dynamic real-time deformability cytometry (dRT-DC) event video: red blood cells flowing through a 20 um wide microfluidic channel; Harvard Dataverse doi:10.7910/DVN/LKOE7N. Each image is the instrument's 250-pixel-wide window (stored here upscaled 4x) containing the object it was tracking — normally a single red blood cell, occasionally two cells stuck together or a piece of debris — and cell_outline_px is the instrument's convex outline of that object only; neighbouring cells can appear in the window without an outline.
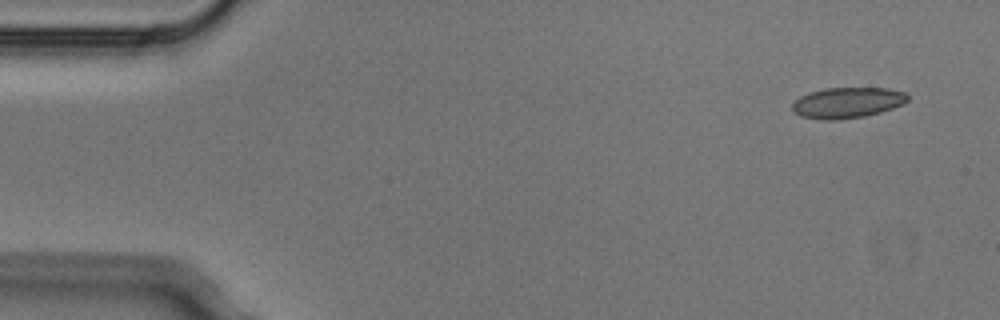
{"species": "Egyptian fruit bat (a non-hibernating species)", "species_latin": "Rousettus aegyptiacus", "temperature_condition": "cold", "stored_images_in_passage": 3, "camera_frame_rate_fps": 3000, "um_per_image_px": 0.085, "animal": {"sex": "male"}, "frame": {"image": 1, "passage_image": 1, "time_ms": 0.0, "image_size_px": [1000, 320], "cell_outline_px": [[908, 100], [904, 104], [880, 112], [864, 116], [836, 120], [820, 120], [800, 116], [792, 112], [792, 104], [800, 96], [808, 92], [824, 88], [888, 88], [904, 92], [908, 96]], "centroid_in_image_um": [71.99, 8.73], "position_along_channel_um": 13.0, "area_um2": 20.81}}
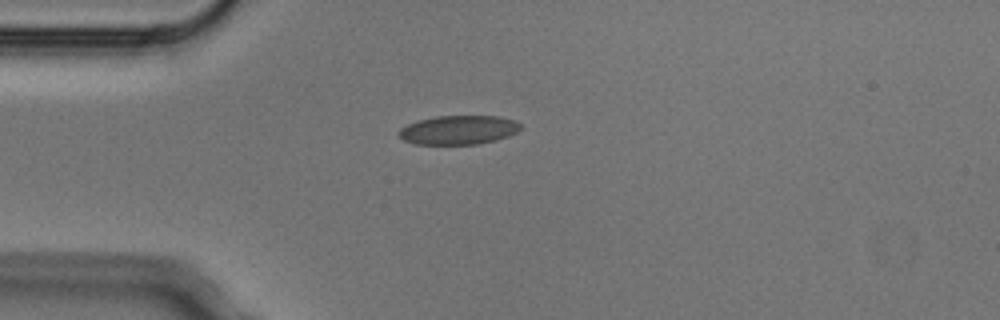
{"frame": {"image": 2, "passage_image": 3, "time_ms": 0.667, "image_size_px": [1000, 320], "cell_outline_px": [[520, 128], [516, 132], [508, 136], [496, 140], [476, 144], [416, 144], [404, 140], [396, 132], [400, 128], [416, 120], [436, 116], [496, 116], [516, 120], [520, 124]], "centroid_in_image_um": [38.95, 11.04], "position_along_channel_um": 46.1, "area_um2": 20.58}}